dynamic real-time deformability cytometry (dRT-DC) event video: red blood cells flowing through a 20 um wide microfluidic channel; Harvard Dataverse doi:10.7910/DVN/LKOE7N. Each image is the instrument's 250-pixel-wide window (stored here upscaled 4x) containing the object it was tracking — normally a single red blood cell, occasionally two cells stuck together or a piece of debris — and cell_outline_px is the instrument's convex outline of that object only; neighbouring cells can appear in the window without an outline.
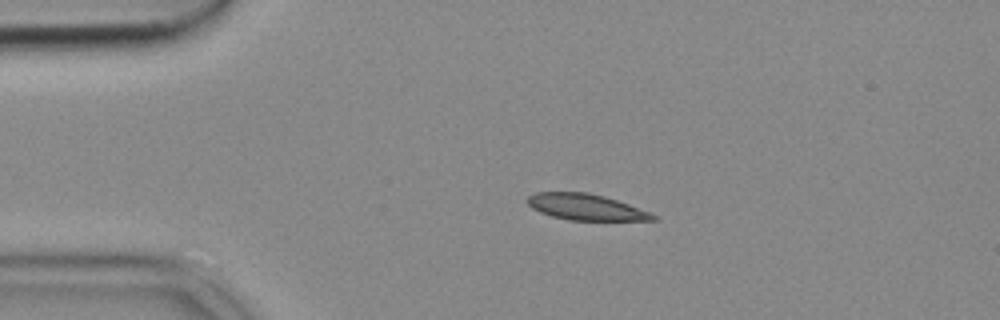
{"species": "common noctule bat (a hibernating species)", "species_latin": "Nyctalus noctula", "temperature_condition": "cold", "stored_images_in_passage": 43, "camera_frame_rate_fps": 3000, "um_per_image_px": 0.085, "animal": {"sex": "female", "body_mass_g": 18.4}, "frame": {"image": 1, "passage_image": 1, "time_ms": 0.0, "image_size_px": [1000, 320], "cell_outline_px": [[656, 220], [568, 220], [552, 216], [540, 212], [532, 208], [524, 200], [528, 196], [536, 192], [588, 192], [604, 196], [628, 204], [648, 212], [656, 216]], "centroid_in_image_um": [49.72, 17.59], "position_along_channel_um": 35.3, "area_um2": 18.96}}
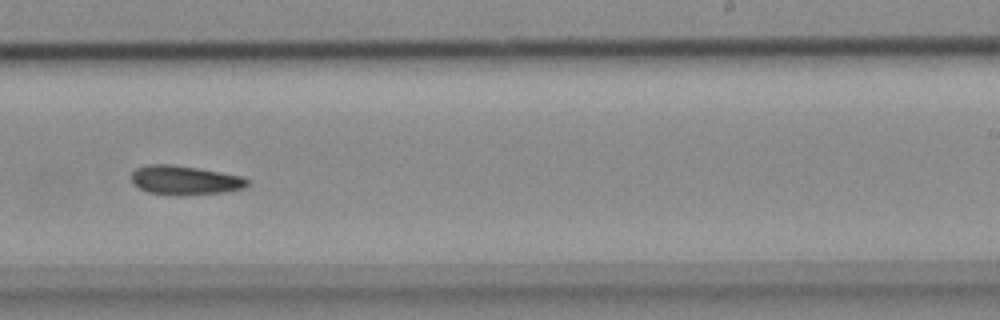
{"frame": {"image": 2, "passage_image": 23, "time_ms": 7.333, "image_size_px": [1000, 320], "cell_outline_px": [[248, 184], [244, 188], [224, 192], [184, 196], [176, 196], [148, 192], [132, 184], [132, 172], [136, 168], [148, 164], [172, 164], [244, 176], [248, 180]], "centroid_in_image_um": [15.7, 15.33], "position_along_channel_um": 273.3, "area_um2": 19.88}}
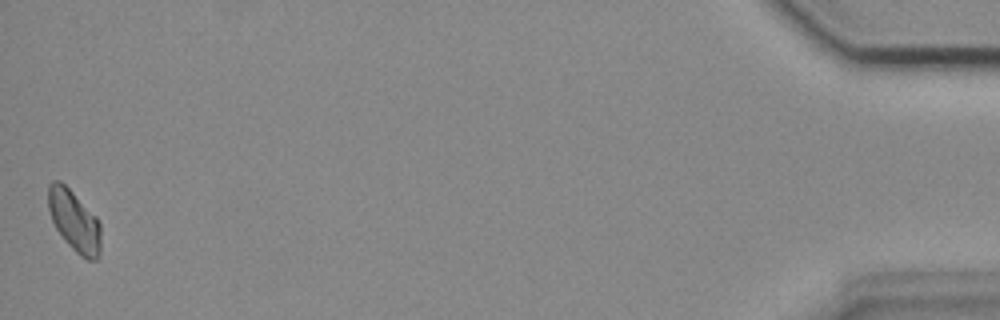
{"frame": {"image": 3, "passage_image": 43, "time_ms": 14.0, "image_size_px": [1000, 320], "cell_outline_px": [[100, 256], [96, 260], [88, 260], [80, 256], [64, 240], [56, 228], [52, 220], [48, 208], [48, 184], [52, 180], [60, 180], [96, 216], [100, 224]], "centroid_in_image_um": [6.31, 18.78], "position_along_channel_um": 428.9, "area_um2": 18.73}}